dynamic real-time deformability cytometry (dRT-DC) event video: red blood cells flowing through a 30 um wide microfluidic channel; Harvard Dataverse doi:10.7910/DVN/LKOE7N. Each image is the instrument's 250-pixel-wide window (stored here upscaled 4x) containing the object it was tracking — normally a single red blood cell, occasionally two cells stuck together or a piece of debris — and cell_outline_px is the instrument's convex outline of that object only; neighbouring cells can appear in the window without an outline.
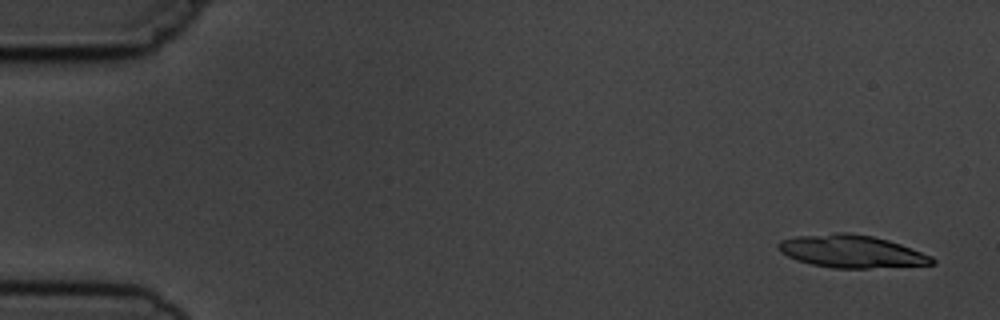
{"species": "common noctule bat (a hibernating species)", "species_latin": "Nyctalus noctula", "temperature_condition": "cold", "stored_images_in_passage": 6, "camera_frame_rate_fps": 3000, "um_per_image_px": 0.085, "animal": {"sex": "male", "body_mass_g": 19.5, "forearm_length_mm": 54.6}, "frame": {"image": 1, "passage_image": 1, "time_ms": 0.0, "image_size_px": [1000, 320], "cell_outline_px": [[936, 264], [868, 268], [832, 268], [812, 264], [796, 260], [780, 252], [776, 248], [776, 244], [780, 240], [796, 236], [836, 232], [848, 232], [872, 236], [888, 240], [900, 244], [932, 256], [936, 260]], "centroid_in_image_um": [72.34, 21.36], "position_along_channel_um": 12.7, "area_um2": 29.36}}